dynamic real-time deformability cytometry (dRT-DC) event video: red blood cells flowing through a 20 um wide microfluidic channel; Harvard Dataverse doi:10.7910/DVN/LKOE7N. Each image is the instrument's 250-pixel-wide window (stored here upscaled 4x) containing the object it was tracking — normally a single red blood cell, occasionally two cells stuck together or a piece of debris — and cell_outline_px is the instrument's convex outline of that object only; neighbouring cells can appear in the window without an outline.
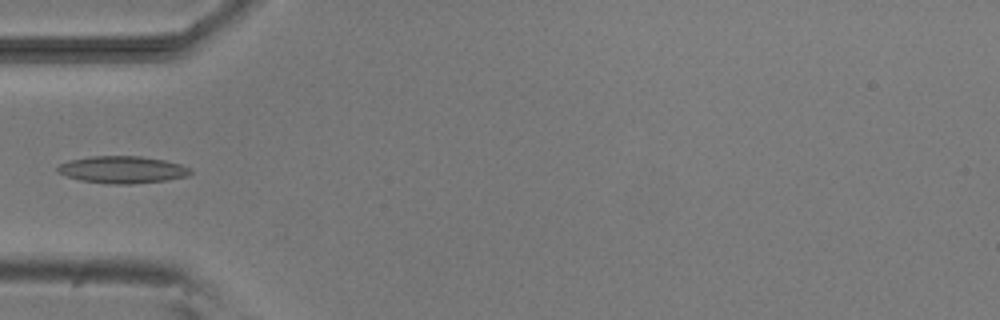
{"species": "common noctule bat (a hibernating species)", "species_latin": "Nyctalus noctula", "temperature_condition": "room temperature", "stored_images_in_passage": 5, "camera_frame_rate_fps": 3000, "um_per_image_px": 0.085, "animal": {"sex": "male", "body_mass_g": 20.5, "forearm_length_mm": 52.5}, "frame": {"image": 1, "passage_image": 5, "time_ms": 4.667, "image_size_px": [1000, 320], "cell_outline_px": [[192, 172], [188, 176], [168, 180], [132, 184], [112, 184], [80, 180], [56, 172], [56, 168], [60, 164], [68, 160], [88, 156], [140, 156], [164, 160], [180, 164], [192, 168]], "centroid_in_image_um": [10.41, 14.42], "position_along_channel_um": 74.6, "area_um2": 21.15}}